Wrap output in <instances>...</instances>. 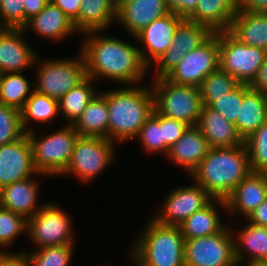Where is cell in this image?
Masks as SVG:
<instances>
[{
	"instance_id": "obj_44",
	"label": "cell",
	"mask_w": 267,
	"mask_h": 266,
	"mask_svg": "<svg viewBox=\"0 0 267 266\" xmlns=\"http://www.w3.org/2000/svg\"><path fill=\"white\" fill-rule=\"evenodd\" d=\"M50 2L59 7L62 12L73 22L78 33V13L80 10L81 0H50Z\"/></svg>"
},
{
	"instance_id": "obj_20",
	"label": "cell",
	"mask_w": 267,
	"mask_h": 266,
	"mask_svg": "<svg viewBox=\"0 0 267 266\" xmlns=\"http://www.w3.org/2000/svg\"><path fill=\"white\" fill-rule=\"evenodd\" d=\"M209 143L197 126H189L169 147L166 156L190 175L210 150Z\"/></svg>"
},
{
	"instance_id": "obj_45",
	"label": "cell",
	"mask_w": 267,
	"mask_h": 266,
	"mask_svg": "<svg viewBox=\"0 0 267 266\" xmlns=\"http://www.w3.org/2000/svg\"><path fill=\"white\" fill-rule=\"evenodd\" d=\"M0 266H31L25 251L0 253Z\"/></svg>"
},
{
	"instance_id": "obj_30",
	"label": "cell",
	"mask_w": 267,
	"mask_h": 266,
	"mask_svg": "<svg viewBox=\"0 0 267 266\" xmlns=\"http://www.w3.org/2000/svg\"><path fill=\"white\" fill-rule=\"evenodd\" d=\"M109 113L107 99L100 92L86 106L73 124L79 136L108 139Z\"/></svg>"
},
{
	"instance_id": "obj_3",
	"label": "cell",
	"mask_w": 267,
	"mask_h": 266,
	"mask_svg": "<svg viewBox=\"0 0 267 266\" xmlns=\"http://www.w3.org/2000/svg\"><path fill=\"white\" fill-rule=\"evenodd\" d=\"M101 93L107 99L108 139L115 143L136 139L142 125L154 110L151 86L126 85V88L121 87Z\"/></svg>"
},
{
	"instance_id": "obj_25",
	"label": "cell",
	"mask_w": 267,
	"mask_h": 266,
	"mask_svg": "<svg viewBox=\"0 0 267 266\" xmlns=\"http://www.w3.org/2000/svg\"><path fill=\"white\" fill-rule=\"evenodd\" d=\"M228 32L240 43L267 51V13L238 10Z\"/></svg>"
},
{
	"instance_id": "obj_50",
	"label": "cell",
	"mask_w": 267,
	"mask_h": 266,
	"mask_svg": "<svg viewBox=\"0 0 267 266\" xmlns=\"http://www.w3.org/2000/svg\"><path fill=\"white\" fill-rule=\"evenodd\" d=\"M245 265L242 266H267V260L264 261H245Z\"/></svg>"
},
{
	"instance_id": "obj_41",
	"label": "cell",
	"mask_w": 267,
	"mask_h": 266,
	"mask_svg": "<svg viewBox=\"0 0 267 266\" xmlns=\"http://www.w3.org/2000/svg\"><path fill=\"white\" fill-rule=\"evenodd\" d=\"M24 27L23 0H0V28L23 29Z\"/></svg>"
},
{
	"instance_id": "obj_19",
	"label": "cell",
	"mask_w": 267,
	"mask_h": 266,
	"mask_svg": "<svg viewBox=\"0 0 267 266\" xmlns=\"http://www.w3.org/2000/svg\"><path fill=\"white\" fill-rule=\"evenodd\" d=\"M267 198V174L250 172L226 199L227 212L246 218Z\"/></svg>"
},
{
	"instance_id": "obj_48",
	"label": "cell",
	"mask_w": 267,
	"mask_h": 266,
	"mask_svg": "<svg viewBox=\"0 0 267 266\" xmlns=\"http://www.w3.org/2000/svg\"><path fill=\"white\" fill-rule=\"evenodd\" d=\"M50 0H23L25 9V26L29 19L42 11Z\"/></svg>"
},
{
	"instance_id": "obj_24",
	"label": "cell",
	"mask_w": 267,
	"mask_h": 266,
	"mask_svg": "<svg viewBox=\"0 0 267 266\" xmlns=\"http://www.w3.org/2000/svg\"><path fill=\"white\" fill-rule=\"evenodd\" d=\"M237 12V0H198L195 11L187 19L218 33L228 31Z\"/></svg>"
},
{
	"instance_id": "obj_14",
	"label": "cell",
	"mask_w": 267,
	"mask_h": 266,
	"mask_svg": "<svg viewBox=\"0 0 267 266\" xmlns=\"http://www.w3.org/2000/svg\"><path fill=\"white\" fill-rule=\"evenodd\" d=\"M166 196L161 211L153 215V219L160 224L172 226H179L213 200L207 191L195 182L186 187L174 188Z\"/></svg>"
},
{
	"instance_id": "obj_35",
	"label": "cell",
	"mask_w": 267,
	"mask_h": 266,
	"mask_svg": "<svg viewBox=\"0 0 267 266\" xmlns=\"http://www.w3.org/2000/svg\"><path fill=\"white\" fill-rule=\"evenodd\" d=\"M136 138H139V142L142 143L140 145L150 154L159 152L165 156L169 150V146L163 139V116L155 110L142 125Z\"/></svg>"
},
{
	"instance_id": "obj_1",
	"label": "cell",
	"mask_w": 267,
	"mask_h": 266,
	"mask_svg": "<svg viewBox=\"0 0 267 266\" xmlns=\"http://www.w3.org/2000/svg\"><path fill=\"white\" fill-rule=\"evenodd\" d=\"M102 31L86 33L79 48L86 63L87 77H99L125 85L144 82L149 68L142 61L139 45L120 40V37L101 36ZM138 45V46H137Z\"/></svg>"
},
{
	"instance_id": "obj_12",
	"label": "cell",
	"mask_w": 267,
	"mask_h": 266,
	"mask_svg": "<svg viewBox=\"0 0 267 266\" xmlns=\"http://www.w3.org/2000/svg\"><path fill=\"white\" fill-rule=\"evenodd\" d=\"M219 67L218 32L201 46L184 55L165 78L175 84L199 87L204 78Z\"/></svg>"
},
{
	"instance_id": "obj_38",
	"label": "cell",
	"mask_w": 267,
	"mask_h": 266,
	"mask_svg": "<svg viewBox=\"0 0 267 266\" xmlns=\"http://www.w3.org/2000/svg\"><path fill=\"white\" fill-rule=\"evenodd\" d=\"M25 232H27V219L0 207V253L7 252L5 249Z\"/></svg>"
},
{
	"instance_id": "obj_29",
	"label": "cell",
	"mask_w": 267,
	"mask_h": 266,
	"mask_svg": "<svg viewBox=\"0 0 267 266\" xmlns=\"http://www.w3.org/2000/svg\"><path fill=\"white\" fill-rule=\"evenodd\" d=\"M235 259L239 265L244 261L267 260V227L247 221L234 238ZM248 253V254H247Z\"/></svg>"
},
{
	"instance_id": "obj_7",
	"label": "cell",
	"mask_w": 267,
	"mask_h": 266,
	"mask_svg": "<svg viewBox=\"0 0 267 266\" xmlns=\"http://www.w3.org/2000/svg\"><path fill=\"white\" fill-rule=\"evenodd\" d=\"M76 59H52L38 61L36 83L34 90L53 99L60 100L70 89L76 87L87 78L84 56L78 55ZM38 63L40 65H38Z\"/></svg>"
},
{
	"instance_id": "obj_16",
	"label": "cell",
	"mask_w": 267,
	"mask_h": 266,
	"mask_svg": "<svg viewBox=\"0 0 267 266\" xmlns=\"http://www.w3.org/2000/svg\"><path fill=\"white\" fill-rule=\"evenodd\" d=\"M37 173L32 162V148L27 134L17 141L0 146V190Z\"/></svg>"
},
{
	"instance_id": "obj_31",
	"label": "cell",
	"mask_w": 267,
	"mask_h": 266,
	"mask_svg": "<svg viewBox=\"0 0 267 266\" xmlns=\"http://www.w3.org/2000/svg\"><path fill=\"white\" fill-rule=\"evenodd\" d=\"M58 113H60L58 100L33 90L24 107L20 110L22 128L27 134L34 130L33 127L31 128L32 121L37 125L38 123L48 124L49 122L51 124Z\"/></svg>"
},
{
	"instance_id": "obj_36",
	"label": "cell",
	"mask_w": 267,
	"mask_h": 266,
	"mask_svg": "<svg viewBox=\"0 0 267 266\" xmlns=\"http://www.w3.org/2000/svg\"><path fill=\"white\" fill-rule=\"evenodd\" d=\"M251 172L267 174V121L244 140Z\"/></svg>"
},
{
	"instance_id": "obj_17",
	"label": "cell",
	"mask_w": 267,
	"mask_h": 266,
	"mask_svg": "<svg viewBox=\"0 0 267 266\" xmlns=\"http://www.w3.org/2000/svg\"><path fill=\"white\" fill-rule=\"evenodd\" d=\"M24 29L0 28V74L35 67L38 54L28 46Z\"/></svg>"
},
{
	"instance_id": "obj_5",
	"label": "cell",
	"mask_w": 267,
	"mask_h": 266,
	"mask_svg": "<svg viewBox=\"0 0 267 266\" xmlns=\"http://www.w3.org/2000/svg\"><path fill=\"white\" fill-rule=\"evenodd\" d=\"M34 131L27 133L32 148L34 169L44 176H62L71 159L79 133L73 125L68 124L49 135L42 132L40 138H37Z\"/></svg>"
},
{
	"instance_id": "obj_23",
	"label": "cell",
	"mask_w": 267,
	"mask_h": 266,
	"mask_svg": "<svg viewBox=\"0 0 267 266\" xmlns=\"http://www.w3.org/2000/svg\"><path fill=\"white\" fill-rule=\"evenodd\" d=\"M23 29L24 31L32 29L39 36L53 41H61L69 35L77 33L73 22L52 2H49L42 11L29 19Z\"/></svg>"
},
{
	"instance_id": "obj_22",
	"label": "cell",
	"mask_w": 267,
	"mask_h": 266,
	"mask_svg": "<svg viewBox=\"0 0 267 266\" xmlns=\"http://www.w3.org/2000/svg\"><path fill=\"white\" fill-rule=\"evenodd\" d=\"M211 148H229L244 144L236 126L208 106H202L196 125Z\"/></svg>"
},
{
	"instance_id": "obj_49",
	"label": "cell",
	"mask_w": 267,
	"mask_h": 266,
	"mask_svg": "<svg viewBox=\"0 0 267 266\" xmlns=\"http://www.w3.org/2000/svg\"><path fill=\"white\" fill-rule=\"evenodd\" d=\"M238 10L267 13V0H237Z\"/></svg>"
},
{
	"instance_id": "obj_34",
	"label": "cell",
	"mask_w": 267,
	"mask_h": 266,
	"mask_svg": "<svg viewBox=\"0 0 267 266\" xmlns=\"http://www.w3.org/2000/svg\"><path fill=\"white\" fill-rule=\"evenodd\" d=\"M240 83L220 67L207 75L199 86L202 106L210 107L217 98L233 91Z\"/></svg>"
},
{
	"instance_id": "obj_8",
	"label": "cell",
	"mask_w": 267,
	"mask_h": 266,
	"mask_svg": "<svg viewBox=\"0 0 267 266\" xmlns=\"http://www.w3.org/2000/svg\"><path fill=\"white\" fill-rule=\"evenodd\" d=\"M114 144L110 139L79 136L64 176L74 175L82 183L92 182L114 161Z\"/></svg>"
},
{
	"instance_id": "obj_4",
	"label": "cell",
	"mask_w": 267,
	"mask_h": 266,
	"mask_svg": "<svg viewBox=\"0 0 267 266\" xmlns=\"http://www.w3.org/2000/svg\"><path fill=\"white\" fill-rule=\"evenodd\" d=\"M141 232L130 251L134 265L185 266V239L179 226L163 225L152 218Z\"/></svg>"
},
{
	"instance_id": "obj_32",
	"label": "cell",
	"mask_w": 267,
	"mask_h": 266,
	"mask_svg": "<svg viewBox=\"0 0 267 266\" xmlns=\"http://www.w3.org/2000/svg\"><path fill=\"white\" fill-rule=\"evenodd\" d=\"M93 79L87 77L76 87L70 89L59 101V114L63 115L68 125H73L81 116L86 106L98 93L93 87Z\"/></svg>"
},
{
	"instance_id": "obj_28",
	"label": "cell",
	"mask_w": 267,
	"mask_h": 266,
	"mask_svg": "<svg viewBox=\"0 0 267 266\" xmlns=\"http://www.w3.org/2000/svg\"><path fill=\"white\" fill-rule=\"evenodd\" d=\"M117 0H81L78 13V32L82 35L109 29L116 22Z\"/></svg>"
},
{
	"instance_id": "obj_47",
	"label": "cell",
	"mask_w": 267,
	"mask_h": 266,
	"mask_svg": "<svg viewBox=\"0 0 267 266\" xmlns=\"http://www.w3.org/2000/svg\"><path fill=\"white\" fill-rule=\"evenodd\" d=\"M245 223L248 221L257 226L267 227V198L256 207L246 218Z\"/></svg>"
},
{
	"instance_id": "obj_43",
	"label": "cell",
	"mask_w": 267,
	"mask_h": 266,
	"mask_svg": "<svg viewBox=\"0 0 267 266\" xmlns=\"http://www.w3.org/2000/svg\"><path fill=\"white\" fill-rule=\"evenodd\" d=\"M169 12L187 19L196 9L198 0H165Z\"/></svg>"
},
{
	"instance_id": "obj_39",
	"label": "cell",
	"mask_w": 267,
	"mask_h": 266,
	"mask_svg": "<svg viewBox=\"0 0 267 266\" xmlns=\"http://www.w3.org/2000/svg\"><path fill=\"white\" fill-rule=\"evenodd\" d=\"M25 134L20 110L0 103V146L15 142Z\"/></svg>"
},
{
	"instance_id": "obj_37",
	"label": "cell",
	"mask_w": 267,
	"mask_h": 266,
	"mask_svg": "<svg viewBox=\"0 0 267 266\" xmlns=\"http://www.w3.org/2000/svg\"><path fill=\"white\" fill-rule=\"evenodd\" d=\"M74 248V245H60L35 249L25 254L31 266H69Z\"/></svg>"
},
{
	"instance_id": "obj_2",
	"label": "cell",
	"mask_w": 267,
	"mask_h": 266,
	"mask_svg": "<svg viewBox=\"0 0 267 266\" xmlns=\"http://www.w3.org/2000/svg\"><path fill=\"white\" fill-rule=\"evenodd\" d=\"M251 172L245 143L229 148H210L199 166L190 174L213 199L226 200Z\"/></svg>"
},
{
	"instance_id": "obj_6",
	"label": "cell",
	"mask_w": 267,
	"mask_h": 266,
	"mask_svg": "<svg viewBox=\"0 0 267 266\" xmlns=\"http://www.w3.org/2000/svg\"><path fill=\"white\" fill-rule=\"evenodd\" d=\"M153 81L154 110L161 116L196 126L202 109L199 87L175 84L165 77Z\"/></svg>"
},
{
	"instance_id": "obj_11",
	"label": "cell",
	"mask_w": 267,
	"mask_h": 266,
	"mask_svg": "<svg viewBox=\"0 0 267 266\" xmlns=\"http://www.w3.org/2000/svg\"><path fill=\"white\" fill-rule=\"evenodd\" d=\"M227 225L216 234L185 239V266H238L234 248L236 233Z\"/></svg>"
},
{
	"instance_id": "obj_9",
	"label": "cell",
	"mask_w": 267,
	"mask_h": 266,
	"mask_svg": "<svg viewBox=\"0 0 267 266\" xmlns=\"http://www.w3.org/2000/svg\"><path fill=\"white\" fill-rule=\"evenodd\" d=\"M71 217L53 202L27 220V234L36 249L60 245H74Z\"/></svg>"
},
{
	"instance_id": "obj_13",
	"label": "cell",
	"mask_w": 267,
	"mask_h": 266,
	"mask_svg": "<svg viewBox=\"0 0 267 266\" xmlns=\"http://www.w3.org/2000/svg\"><path fill=\"white\" fill-rule=\"evenodd\" d=\"M213 34L208 27L183 19L177 26L167 51L152 65L156 67L155 79L166 77L184 55L201 46Z\"/></svg>"
},
{
	"instance_id": "obj_18",
	"label": "cell",
	"mask_w": 267,
	"mask_h": 266,
	"mask_svg": "<svg viewBox=\"0 0 267 266\" xmlns=\"http://www.w3.org/2000/svg\"><path fill=\"white\" fill-rule=\"evenodd\" d=\"M168 13L165 0H117L115 21L134 37L155 19Z\"/></svg>"
},
{
	"instance_id": "obj_15",
	"label": "cell",
	"mask_w": 267,
	"mask_h": 266,
	"mask_svg": "<svg viewBox=\"0 0 267 266\" xmlns=\"http://www.w3.org/2000/svg\"><path fill=\"white\" fill-rule=\"evenodd\" d=\"M182 20V17L169 12L155 19L134 36L143 48H139V52L149 71L153 62L155 63L171 45L175 30Z\"/></svg>"
},
{
	"instance_id": "obj_26",
	"label": "cell",
	"mask_w": 267,
	"mask_h": 266,
	"mask_svg": "<svg viewBox=\"0 0 267 266\" xmlns=\"http://www.w3.org/2000/svg\"><path fill=\"white\" fill-rule=\"evenodd\" d=\"M266 121L267 96L244 84V96L235 124L238 134L245 140Z\"/></svg>"
},
{
	"instance_id": "obj_46",
	"label": "cell",
	"mask_w": 267,
	"mask_h": 266,
	"mask_svg": "<svg viewBox=\"0 0 267 266\" xmlns=\"http://www.w3.org/2000/svg\"><path fill=\"white\" fill-rule=\"evenodd\" d=\"M249 87L267 96V53L264 62L259 68L256 77L249 84Z\"/></svg>"
},
{
	"instance_id": "obj_10",
	"label": "cell",
	"mask_w": 267,
	"mask_h": 266,
	"mask_svg": "<svg viewBox=\"0 0 267 266\" xmlns=\"http://www.w3.org/2000/svg\"><path fill=\"white\" fill-rule=\"evenodd\" d=\"M267 51L240 43L228 31L219 32V66L239 83L250 84Z\"/></svg>"
},
{
	"instance_id": "obj_33",
	"label": "cell",
	"mask_w": 267,
	"mask_h": 266,
	"mask_svg": "<svg viewBox=\"0 0 267 266\" xmlns=\"http://www.w3.org/2000/svg\"><path fill=\"white\" fill-rule=\"evenodd\" d=\"M33 90L34 82H29L23 72L0 74V103L21 110Z\"/></svg>"
},
{
	"instance_id": "obj_27",
	"label": "cell",
	"mask_w": 267,
	"mask_h": 266,
	"mask_svg": "<svg viewBox=\"0 0 267 266\" xmlns=\"http://www.w3.org/2000/svg\"><path fill=\"white\" fill-rule=\"evenodd\" d=\"M217 205L227 213L226 200L213 199L207 206L194 212L179 225L184 239L210 236L220 232L226 226L227 223H222L220 220Z\"/></svg>"
},
{
	"instance_id": "obj_40",
	"label": "cell",
	"mask_w": 267,
	"mask_h": 266,
	"mask_svg": "<svg viewBox=\"0 0 267 266\" xmlns=\"http://www.w3.org/2000/svg\"><path fill=\"white\" fill-rule=\"evenodd\" d=\"M244 96V84L240 83L233 91L223 94L217 98L210 108L221 113L226 120L236 124L242 98Z\"/></svg>"
},
{
	"instance_id": "obj_21",
	"label": "cell",
	"mask_w": 267,
	"mask_h": 266,
	"mask_svg": "<svg viewBox=\"0 0 267 266\" xmlns=\"http://www.w3.org/2000/svg\"><path fill=\"white\" fill-rule=\"evenodd\" d=\"M39 181L28 177L0 190V207L31 218L43 205H38ZM38 205V206H37Z\"/></svg>"
},
{
	"instance_id": "obj_42",
	"label": "cell",
	"mask_w": 267,
	"mask_h": 266,
	"mask_svg": "<svg viewBox=\"0 0 267 266\" xmlns=\"http://www.w3.org/2000/svg\"><path fill=\"white\" fill-rule=\"evenodd\" d=\"M189 125L185 122L175 119H170L163 116V139L170 147L173 145L187 130Z\"/></svg>"
}]
</instances>
